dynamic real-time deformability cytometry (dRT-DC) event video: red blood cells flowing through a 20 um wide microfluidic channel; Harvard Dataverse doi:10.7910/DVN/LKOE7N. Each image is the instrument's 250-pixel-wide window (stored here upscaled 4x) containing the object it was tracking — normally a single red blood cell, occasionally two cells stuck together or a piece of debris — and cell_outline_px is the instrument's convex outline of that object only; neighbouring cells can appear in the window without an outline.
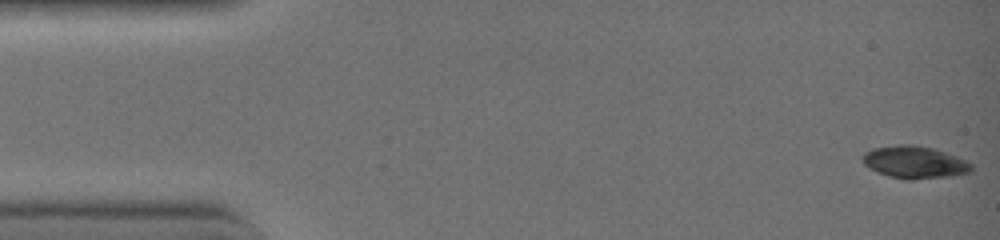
{"species": "common noctule bat (a hibernating species)", "species_latin": "Nyctalus noctula", "temperature_condition": "warm", "stored_images_in_passage": 7, "camera_frame_rate_fps": 3000, "um_per_image_px": 0.085, "animal": {"sex": "female", "body_mass_g": 19.0, "forearm_length_mm": 51.5}, "frame": {"image": 1, "passage_image": 1, "time_ms": 0.0, "image_size_px": [1000, 240], "cell_outline_px": [[972, 172], [948, 176], [912, 180], [908, 180], [888, 176], [876, 172], [868, 168], [864, 164], [860, 156], [864, 152], [872, 148], [900, 144], [908, 144], [932, 148], [968, 160], [972, 164]], "centroid_in_image_um": [77.7, 13.79], "position_along_channel_um": 7.3, "area_um2": 20.69}}